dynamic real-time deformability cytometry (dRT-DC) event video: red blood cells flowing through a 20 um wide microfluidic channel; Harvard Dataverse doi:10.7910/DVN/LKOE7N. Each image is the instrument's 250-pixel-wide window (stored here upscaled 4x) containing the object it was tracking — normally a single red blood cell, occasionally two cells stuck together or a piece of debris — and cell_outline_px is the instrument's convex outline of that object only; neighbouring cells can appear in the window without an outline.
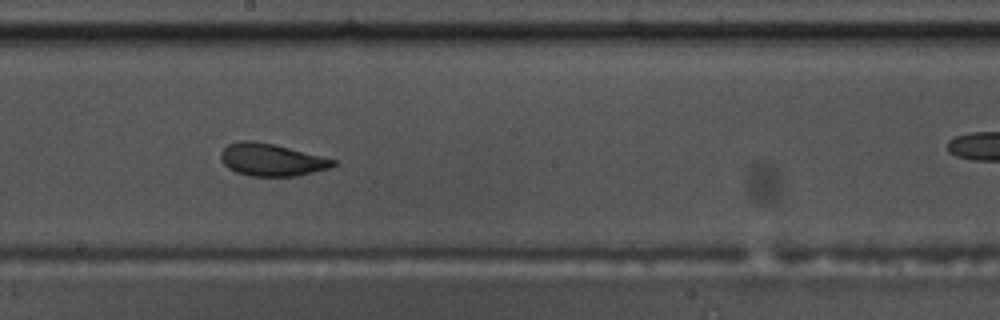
{"species": "common noctule bat (a hibernating species)", "species_latin": "Nyctalus noctula", "temperature_condition": "warm", "stored_images_in_passage": 10, "camera_frame_rate_fps": 3000, "um_per_image_px": 0.085, "animal": {"sex": "male", "body_mass_g": 17.5, "forearm_length_mm": 52.3}, "frame": {"image": 1, "passage_image": 9, "time_ms": 2.667, "image_size_px": [1000, 320], "cell_outline_px": [[336, 164], [328, 168], [296, 176], [248, 176], [236, 172], [228, 168], [220, 160], [220, 152], [228, 144], [240, 140], [252, 140], [272, 144], [336, 160]], "centroid_in_image_um": [23.01, 13.58], "position_along_channel_um": 225.2, "area_um2": 20.98}}